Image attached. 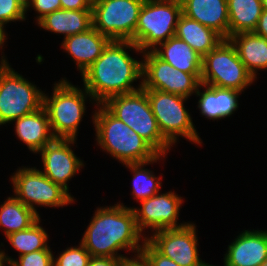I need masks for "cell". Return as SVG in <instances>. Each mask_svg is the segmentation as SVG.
Returning a JSON list of instances; mask_svg holds the SVG:
<instances>
[{
  "label": "cell",
  "instance_id": "6da1fadb",
  "mask_svg": "<svg viewBox=\"0 0 267 266\" xmlns=\"http://www.w3.org/2000/svg\"><path fill=\"white\" fill-rule=\"evenodd\" d=\"M143 53L132 41L112 40L101 56L82 74L83 88L92 96V104H103L108 98L131 93L136 88L133 82L142 80V60L138 61L126 50Z\"/></svg>",
  "mask_w": 267,
  "mask_h": 266
},
{
  "label": "cell",
  "instance_id": "7a4b0ae2",
  "mask_svg": "<svg viewBox=\"0 0 267 266\" xmlns=\"http://www.w3.org/2000/svg\"><path fill=\"white\" fill-rule=\"evenodd\" d=\"M143 235L137 228L132 207L119 202L96 209L80 242L92 257L121 259L126 256L119 254L120 250L142 251L146 240Z\"/></svg>",
  "mask_w": 267,
  "mask_h": 266
},
{
  "label": "cell",
  "instance_id": "3957f363",
  "mask_svg": "<svg viewBox=\"0 0 267 266\" xmlns=\"http://www.w3.org/2000/svg\"><path fill=\"white\" fill-rule=\"evenodd\" d=\"M92 121L96 141L103 151L121 164L153 160L159 153L123 121L113 116L102 104H96Z\"/></svg>",
  "mask_w": 267,
  "mask_h": 266
},
{
  "label": "cell",
  "instance_id": "277c9868",
  "mask_svg": "<svg viewBox=\"0 0 267 266\" xmlns=\"http://www.w3.org/2000/svg\"><path fill=\"white\" fill-rule=\"evenodd\" d=\"M102 105L145 139L159 154L167 155L172 144L162 135L143 88L112 96Z\"/></svg>",
  "mask_w": 267,
  "mask_h": 266
},
{
  "label": "cell",
  "instance_id": "5b68a950",
  "mask_svg": "<svg viewBox=\"0 0 267 266\" xmlns=\"http://www.w3.org/2000/svg\"><path fill=\"white\" fill-rule=\"evenodd\" d=\"M92 96L62 78L54 83L52 96L43 93V107L47 111L51 132L55 138L77 139L78 128L86 113L85 102Z\"/></svg>",
  "mask_w": 267,
  "mask_h": 266
},
{
  "label": "cell",
  "instance_id": "8992f818",
  "mask_svg": "<svg viewBox=\"0 0 267 266\" xmlns=\"http://www.w3.org/2000/svg\"><path fill=\"white\" fill-rule=\"evenodd\" d=\"M181 15V0H145L135 29V45L149 51L175 36Z\"/></svg>",
  "mask_w": 267,
  "mask_h": 266
},
{
  "label": "cell",
  "instance_id": "52a82bcc",
  "mask_svg": "<svg viewBox=\"0 0 267 266\" xmlns=\"http://www.w3.org/2000/svg\"><path fill=\"white\" fill-rule=\"evenodd\" d=\"M254 81L229 39H223L202 57L201 83L204 85L244 92Z\"/></svg>",
  "mask_w": 267,
  "mask_h": 266
},
{
  "label": "cell",
  "instance_id": "ba28073f",
  "mask_svg": "<svg viewBox=\"0 0 267 266\" xmlns=\"http://www.w3.org/2000/svg\"><path fill=\"white\" fill-rule=\"evenodd\" d=\"M144 90L162 135L172 145L180 136L201 146L202 139L194 127L189 110L184 106L188 98L160 90Z\"/></svg>",
  "mask_w": 267,
  "mask_h": 266
},
{
  "label": "cell",
  "instance_id": "9c48e42d",
  "mask_svg": "<svg viewBox=\"0 0 267 266\" xmlns=\"http://www.w3.org/2000/svg\"><path fill=\"white\" fill-rule=\"evenodd\" d=\"M43 93L11 65L0 67V125L41 109Z\"/></svg>",
  "mask_w": 267,
  "mask_h": 266
},
{
  "label": "cell",
  "instance_id": "30bf717a",
  "mask_svg": "<svg viewBox=\"0 0 267 266\" xmlns=\"http://www.w3.org/2000/svg\"><path fill=\"white\" fill-rule=\"evenodd\" d=\"M145 0H93L92 26L111 41H132Z\"/></svg>",
  "mask_w": 267,
  "mask_h": 266
},
{
  "label": "cell",
  "instance_id": "8fae6325",
  "mask_svg": "<svg viewBox=\"0 0 267 266\" xmlns=\"http://www.w3.org/2000/svg\"><path fill=\"white\" fill-rule=\"evenodd\" d=\"M11 183L14 196L38 215L35 205L55 208L67 206L76 200L36 167H19L11 176Z\"/></svg>",
  "mask_w": 267,
  "mask_h": 266
},
{
  "label": "cell",
  "instance_id": "7c38bea8",
  "mask_svg": "<svg viewBox=\"0 0 267 266\" xmlns=\"http://www.w3.org/2000/svg\"><path fill=\"white\" fill-rule=\"evenodd\" d=\"M143 89H154L189 98L197 92L201 82L193 75L182 72L161 59L153 50L142 53Z\"/></svg>",
  "mask_w": 267,
  "mask_h": 266
},
{
  "label": "cell",
  "instance_id": "4fadbf2b",
  "mask_svg": "<svg viewBox=\"0 0 267 266\" xmlns=\"http://www.w3.org/2000/svg\"><path fill=\"white\" fill-rule=\"evenodd\" d=\"M146 240L162 255L179 266H205L199 257L196 225L189 222L182 228L159 230L146 236Z\"/></svg>",
  "mask_w": 267,
  "mask_h": 266
},
{
  "label": "cell",
  "instance_id": "5bb4252c",
  "mask_svg": "<svg viewBox=\"0 0 267 266\" xmlns=\"http://www.w3.org/2000/svg\"><path fill=\"white\" fill-rule=\"evenodd\" d=\"M139 202L140 208L132 207V210L137 228L141 233L146 228H150L151 233H154L164 229L182 228L188 224V222L180 224L177 222L184 201L174 191L159 192Z\"/></svg>",
  "mask_w": 267,
  "mask_h": 266
},
{
  "label": "cell",
  "instance_id": "9a60e30c",
  "mask_svg": "<svg viewBox=\"0 0 267 266\" xmlns=\"http://www.w3.org/2000/svg\"><path fill=\"white\" fill-rule=\"evenodd\" d=\"M75 142L76 139L55 138L38 152V154L41 153L43 163L41 172L68 193L67 182L84 167L83 160L78 158L71 149Z\"/></svg>",
  "mask_w": 267,
  "mask_h": 266
},
{
  "label": "cell",
  "instance_id": "2e32d148",
  "mask_svg": "<svg viewBox=\"0 0 267 266\" xmlns=\"http://www.w3.org/2000/svg\"><path fill=\"white\" fill-rule=\"evenodd\" d=\"M227 248L225 266H260L267 260V231L245 230Z\"/></svg>",
  "mask_w": 267,
  "mask_h": 266
},
{
  "label": "cell",
  "instance_id": "e0dca14e",
  "mask_svg": "<svg viewBox=\"0 0 267 266\" xmlns=\"http://www.w3.org/2000/svg\"><path fill=\"white\" fill-rule=\"evenodd\" d=\"M110 41L92 26L85 32L65 37L61 46L82 74L101 56Z\"/></svg>",
  "mask_w": 267,
  "mask_h": 266
},
{
  "label": "cell",
  "instance_id": "ac0fdd59",
  "mask_svg": "<svg viewBox=\"0 0 267 266\" xmlns=\"http://www.w3.org/2000/svg\"><path fill=\"white\" fill-rule=\"evenodd\" d=\"M182 14L228 39L227 0H181Z\"/></svg>",
  "mask_w": 267,
  "mask_h": 266
},
{
  "label": "cell",
  "instance_id": "d6986e66",
  "mask_svg": "<svg viewBox=\"0 0 267 266\" xmlns=\"http://www.w3.org/2000/svg\"><path fill=\"white\" fill-rule=\"evenodd\" d=\"M204 88V91H200ZM242 92L235 89L218 88L200 84L194 94L199 97L198 109L201 115L210 120L230 117L239 108L238 98Z\"/></svg>",
  "mask_w": 267,
  "mask_h": 266
},
{
  "label": "cell",
  "instance_id": "ffe728a7",
  "mask_svg": "<svg viewBox=\"0 0 267 266\" xmlns=\"http://www.w3.org/2000/svg\"><path fill=\"white\" fill-rule=\"evenodd\" d=\"M14 122V131L17 134V138L26 144L32 153H38L55 139L44 107L36 112L17 118Z\"/></svg>",
  "mask_w": 267,
  "mask_h": 266
},
{
  "label": "cell",
  "instance_id": "44dd1931",
  "mask_svg": "<svg viewBox=\"0 0 267 266\" xmlns=\"http://www.w3.org/2000/svg\"><path fill=\"white\" fill-rule=\"evenodd\" d=\"M153 51L174 68L193 74L201 82L202 56L182 39L173 36Z\"/></svg>",
  "mask_w": 267,
  "mask_h": 266
},
{
  "label": "cell",
  "instance_id": "7402d4cb",
  "mask_svg": "<svg viewBox=\"0 0 267 266\" xmlns=\"http://www.w3.org/2000/svg\"><path fill=\"white\" fill-rule=\"evenodd\" d=\"M235 46L239 59L257 79V71L267 70V38L254 32L234 34L228 38Z\"/></svg>",
  "mask_w": 267,
  "mask_h": 266
},
{
  "label": "cell",
  "instance_id": "603a6c76",
  "mask_svg": "<svg viewBox=\"0 0 267 266\" xmlns=\"http://www.w3.org/2000/svg\"><path fill=\"white\" fill-rule=\"evenodd\" d=\"M37 24L48 32L63 34L65 38L85 32L92 27V10H56Z\"/></svg>",
  "mask_w": 267,
  "mask_h": 266
},
{
  "label": "cell",
  "instance_id": "cb8c5ba5",
  "mask_svg": "<svg viewBox=\"0 0 267 266\" xmlns=\"http://www.w3.org/2000/svg\"><path fill=\"white\" fill-rule=\"evenodd\" d=\"M175 36L186 42L202 57L213 50L223 40L214 30L183 14L178 20Z\"/></svg>",
  "mask_w": 267,
  "mask_h": 266
},
{
  "label": "cell",
  "instance_id": "d4e9b609",
  "mask_svg": "<svg viewBox=\"0 0 267 266\" xmlns=\"http://www.w3.org/2000/svg\"><path fill=\"white\" fill-rule=\"evenodd\" d=\"M228 38L234 34L254 32L263 12L261 0H227Z\"/></svg>",
  "mask_w": 267,
  "mask_h": 266
},
{
  "label": "cell",
  "instance_id": "484cf974",
  "mask_svg": "<svg viewBox=\"0 0 267 266\" xmlns=\"http://www.w3.org/2000/svg\"><path fill=\"white\" fill-rule=\"evenodd\" d=\"M39 218L40 215L15 196H8L0 205V228H3L5 237L10 233L28 229Z\"/></svg>",
  "mask_w": 267,
  "mask_h": 266
},
{
  "label": "cell",
  "instance_id": "4316f807",
  "mask_svg": "<svg viewBox=\"0 0 267 266\" xmlns=\"http://www.w3.org/2000/svg\"><path fill=\"white\" fill-rule=\"evenodd\" d=\"M164 157L166 155L159 154L156 158L147 162L124 164L134 174L131 192L134 198L133 200L136 199L135 201L139 202L159 193L162 187V183L160 182L162 178L156 177L153 171L145 169V167L146 165L157 162V160L164 159Z\"/></svg>",
  "mask_w": 267,
  "mask_h": 266
},
{
  "label": "cell",
  "instance_id": "83f0119b",
  "mask_svg": "<svg viewBox=\"0 0 267 266\" xmlns=\"http://www.w3.org/2000/svg\"><path fill=\"white\" fill-rule=\"evenodd\" d=\"M40 220L39 218L28 229L13 232L6 236L11 246L19 252V256L49 247L48 234L40 225Z\"/></svg>",
  "mask_w": 267,
  "mask_h": 266
},
{
  "label": "cell",
  "instance_id": "f1b7e54d",
  "mask_svg": "<svg viewBox=\"0 0 267 266\" xmlns=\"http://www.w3.org/2000/svg\"><path fill=\"white\" fill-rule=\"evenodd\" d=\"M50 247L19 256V259H13L0 249V255L8 262V266H52L55 257Z\"/></svg>",
  "mask_w": 267,
  "mask_h": 266
},
{
  "label": "cell",
  "instance_id": "f546056e",
  "mask_svg": "<svg viewBox=\"0 0 267 266\" xmlns=\"http://www.w3.org/2000/svg\"><path fill=\"white\" fill-rule=\"evenodd\" d=\"M90 253L85 249L84 245L79 242V246H72L66 248L59 254L58 257L53 258L54 266H88L91 259Z\"/></svg>",
  "mask_w": 267,
  "mask_h": 266
},
{
  "label": "cell",
  "instance_id": "4dcf8cb0",
  "mask_svg": "<svg viewBox=\"0 0 267 266\" xmlns=\"http://www.w3.org/2000/svg\"><path fill=\"white\" fill-rule=\"evenodd\" d=\"M26 10L16 0H0V23L26 20Z\"/></svg>",
  "mask_w": 267,
  "mask_h": 266
},
{
  "label": "cell",
  "instance_id": "1f68e13d",
  "mask_svg": "<svg viewBox=\"0 0 267 266\" xmlns=\"http://www.w3.org/2000/svg\"><path fill=\"white\" fill-rule=\"evenodd\" d=\"M151 266H179L175 261L159 253L147 240L143 242L141 251Z\"/></svg>",
  "mask_w": 267,
  "mask_h": 266
},
{
  "label": "cell",
  "instance_id": "d6a6232c",
  "mask_svg": "<svg viewBox=\"0 0 267 266\" xmlns=\"http://www.w3.org/2000/svg\"><path fill=\"white\" fill-rule=\"evenodd\" d=\"M30 7L35 10L38 15L36 17V23H38L46 15L61 9L60 0H32Z\"/></svg>",
  "mask_w": 267,
  "mask_h": 266
},
{
  "label": "cell",
  "instance_id": "836d02e7",
  "mask_svg": "<svg viewBox=\"0 0 267 266\" xmlns=\"http://www.w3.org/2000/svg\"><path fill=\"white\" fill-rule=\"evenodd\" d=\"M93 0H60L63 10H91Z\"/></svg>",
  "mask_w": 267,
  "mask_h": 266
},
{
  "label": "cell",
  "instance_id": "e575fe53",
  "mask_svg": "<svg viewBox=\"0 0 267 266\" xmlns=\"http://www.w3.org/2000/svg\"><path fill=\"white\" fill-rule=\"evenodd\" d=\"M134 255L133 257L130 256V258L128 256L121 258L118 266H151L142 252Z\"/></svg>",
  "mask_w": 267,
  "mask_h": 266
},
{
  "label": "cell",
  "instance_id": "d590c367",
  "mask_svg": "<svg viewBox=\"0 0 267 266\" xmlns=\"http://www.w3.org/2000/svg\"><path fill=\"white\" fill-rule=\"evenodd\" d=\"M119 260L112 257H91L88 266H118Z\"/></svg>",
  "mask_w": 267,
  "mask_h": 266
},
{
  "label": "cell",
  "instance_id": "8d00e7d4",
  "mask_svg": "<svg viewBox=\"0 0 267 266\" xmlns=\"http://www.w3.org/2000/svg\"><path fill=\"white\" fill-rule=\"evenodd\" d=\"M254 33L260 35L261 37L267 38V11L263 10Z\"/></svg>",
  "mask_w": 267,
  "mask_h": 266
},
{
  "label": "cell",
  "instance_id": "74e56055",
  "mask_svg": "<svg viewBox=\"0 0 267 266\" xmlns=\"http://www.w3.org/2000/svg\"><path fill=\"white\" fill-rule=\"evenodd\" d=\"M5 26H3L0 23V48L3 49L4 46V42H6L5 40L7 39L6 33H5ZM2 58L0 59V67H5V66H9V62H7L5 56H1Z\"/></svg>",
  "mask_w": 267,
  "mask_h": 266
},
{
  "label": "cell",
  "instance_id": "f35d334b",
  "mask_svg": "<svg viewBox=\"0 0 267 266\" xmlns=\"http://www.w3.org/2000/svg\"><path fill=\"white\" fill-rule=\"evenodd\" d=\"M25 10H26V14L27 11L29 10V6L32 2V0H16Z\"/></svg>",
  "mask_w": 267,
  "mask_h": 266
},
{
  "label": "cell",
  "instance_id": "ab89813d",
  "mask_svg": "<svg viewBox=\"0 0 267 266\" xmlns=\"http://www.w3.org/2000/svg\"><path fill=\"white\" fill-rule=\"evenodd\" d=\"M9 265L8 262L0 255V266H6Z\"/></svg>",
  "mask_w": 267,
  "mask_h": 266
},
{
  "label": "cell",
  "instance_id": "60d3db41",
  "mask_svg": "<svg viewBox=\"0 0 267 266\" xmlns=\"http://www.w3.org/2000/svg\"><path fill=\"white\" fill-rule=\"evenodd\" d=\"M263 10L267 11V0H261Z\"/></svg>",
  "mask_w": 267,
  "mask_h": 266
},
{
  "label": "cell",
  "instance_id": "b9f144b4",
  "mask_svg": "<svg viewBox=\"0 0 267 266\" xmlns=\"http://www.w3.org/2000/svg\"><path fill=\"white\" fill-rule=\"evenodd\" d=\"M260 266H267V260L263 262Z\"/></svg>",
  "mask_w": 267,
  "mask_h": 266
},
{
  "label": "cell",
  "instance_id": "7bdbcfd3",
  "mask_svg": "<svg viewBox=\"0 0 267 266\" xmlns=\"http://www.w3.org/2000/svg\"><path fill=\"white\" fill-rule=\"evenodd\" d=\"M205 266H215V265H212V264H209V263H206ZM225 266V265H224Z\"/></svg>",
  "mask_w": 267,
  "mask_h": 266
}]
</instances>
